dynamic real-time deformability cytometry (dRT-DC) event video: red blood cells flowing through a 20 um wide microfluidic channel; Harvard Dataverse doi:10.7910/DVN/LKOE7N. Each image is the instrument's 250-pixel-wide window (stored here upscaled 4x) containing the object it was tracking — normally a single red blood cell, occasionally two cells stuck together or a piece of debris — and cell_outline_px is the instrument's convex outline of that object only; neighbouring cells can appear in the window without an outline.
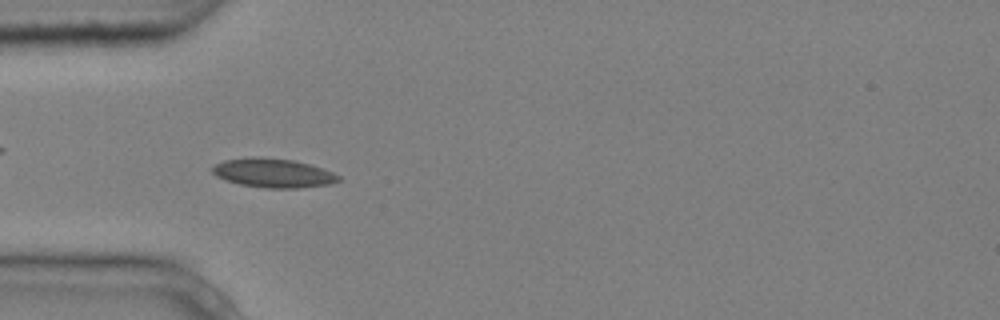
{"species": "common noctule bat (a hibernating species)", "species_latin": "Nyctalus noctula", "temperature_condition": "cold", "stored_images_in_passage": 5, "camera_frame_rate_fps": 3000, "um_per_image_px": 0.085, "animal": {"sex": "male", "body_mass_g": 20.4}, "frame": {"image": 1, "passage_image": 5, "time_ms": 1.333, "image_size_px": [1000, 320], "cell_outline_px": [[340, 180], [332, 184], [296, 188], [264, 188], [240, 184], [224, 180], [216, 176], [208, 168], [224, 160], [256, 156], [292, 160], [308, 164], [332, 172], [340, 176]], "centroid_in_image_um": [23.17, 14.71], "position_along_channel_um": 61.8, "area_um2": 21.39}}